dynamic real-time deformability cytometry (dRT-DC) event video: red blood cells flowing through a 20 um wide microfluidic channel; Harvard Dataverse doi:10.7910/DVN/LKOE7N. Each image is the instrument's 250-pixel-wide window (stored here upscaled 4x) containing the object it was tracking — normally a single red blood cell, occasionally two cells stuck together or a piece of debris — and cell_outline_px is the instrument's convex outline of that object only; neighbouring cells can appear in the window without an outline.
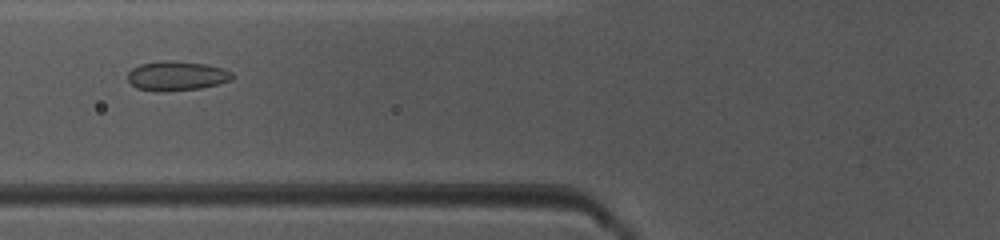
{"species": "common noctule bat (a hibernating species)", "species_latin": "Nyctalus noctula", "temperature_condition": "warm", "stored_images_in_passage": 37, "camera_frame_rate_fps": 3000, "um_per_image_px": 0.085, "animal": {"sex": "female", "body_mass_g": 10.0, "forearm_length_mm": 53.1}, "frame": {"image": 1, "passage_image": 7, "time_ms": 2.0, "image_size_px": [1000, 240], "cell_outline_px": [[236, 76], [232, 80], [220, 84], [200, 88], [164, 92], [156, 92], [136, 88], [128, 80], [128, 72], [132, 68], [140, 64], [164, 60], [172, 60], [204, 64], [224, 68], [232, 72]], "centroid_in_image_um": [15.04, 6.46], "position_along_channel_um": 110.8, "area_um2": 18.26}}
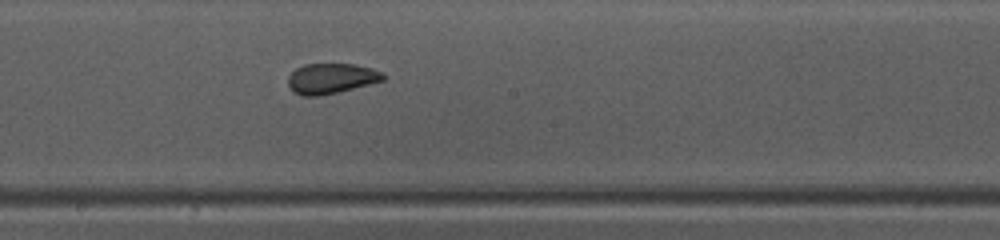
{"frame": {"image": 2, "passage_image": 15, "time_ms": 4.667, "image_size_px": [1000, 240], "cell_outline_px": [[388, 76], [384, 80], [320, 96], [300, 96], [292, 92], [288, 84], [288, 76], [296, 68], [304, 64], [356, 64], [372, 68], [384, 72]], "centroid_in_image_um": [28.15, 6.66], "position_along_channel_um": 220.1, "area_um2": 16.94}}
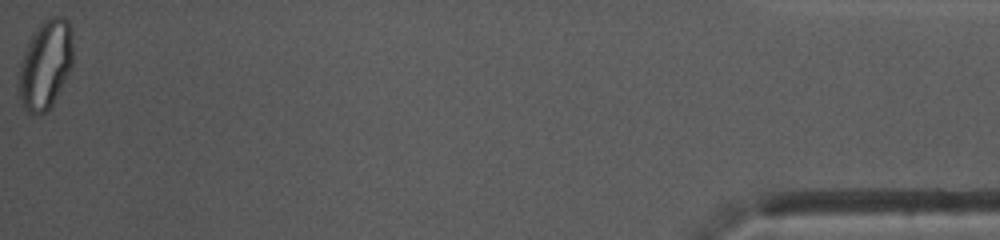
{"frame": {"image": 3, "passage_image": 37, "time_ms": 12.0, "image_size_px": [1000, 240], "cell_outline_px": [[72, 64], [48, 112], [40, 116], [36, 116], [28, 112], [24, 108], [20, 96], [20, 64], [24, 52], [32, 36], [40, 24], [48, 16], [60, 16], [68, 20], [72, 32]], "centroid_in_image_um": [3.88, 5.49], "position_along_channel_um": 431.3, "area_um2": 27.63}, "authors_computed_cell_mechanics": {"area_um2": 17.7446, "velocity_mm_per_s": 4.0796, "shape_relaxation_time_tau1_ms": null, "shape_relaxation_time_tau2_ms": 1.0432, "deformation_change_tau1": null, "deformation_change_tau2": 0.067}}